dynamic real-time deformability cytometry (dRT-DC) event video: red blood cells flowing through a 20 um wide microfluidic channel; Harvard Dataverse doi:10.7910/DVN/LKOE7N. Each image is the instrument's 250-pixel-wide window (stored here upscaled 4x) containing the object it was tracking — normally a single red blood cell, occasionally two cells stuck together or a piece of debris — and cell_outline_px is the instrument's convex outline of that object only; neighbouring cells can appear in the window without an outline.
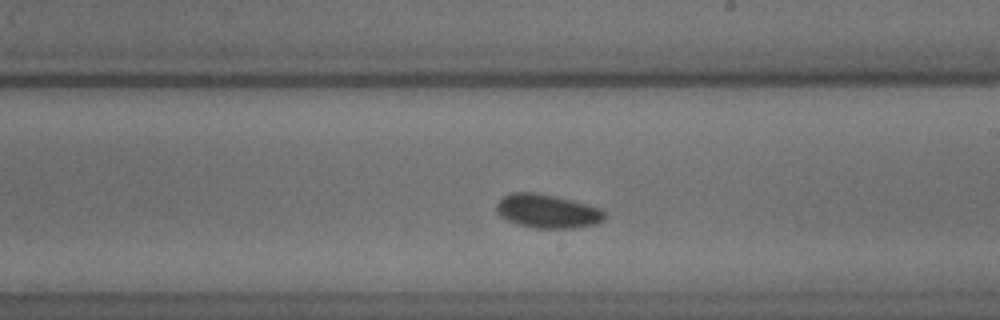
{"species": "common noctule bat (a hibernating species)", "species_latin": "Nyctalus noctula", "temperature_condition": "cold", "stored_images_in_passage": 39, "camera_frame_rate_fps": 3000, "um_per_image_px": 0.085, "animal": {"sex": "male", "body_mass_g": 18.8}, "frame": {"image": 1, "passage_image": 23, "time_ms": 7.333, "image_size_px": [1000, 320], "cell_outline_px": [[608, 216], [604, 220], [596, 224], [572, 228], [536, 228], [516, 224], [500, 216], [496, 212], [496, 204], [504, 196], [512, 192], [532, 192], [552, 196], [588, 204], [604, 208]], "centroid_in_image_um": [46.57, 17.96], "position_along_channel_um": 242.4, "area_um2": 21.39}}